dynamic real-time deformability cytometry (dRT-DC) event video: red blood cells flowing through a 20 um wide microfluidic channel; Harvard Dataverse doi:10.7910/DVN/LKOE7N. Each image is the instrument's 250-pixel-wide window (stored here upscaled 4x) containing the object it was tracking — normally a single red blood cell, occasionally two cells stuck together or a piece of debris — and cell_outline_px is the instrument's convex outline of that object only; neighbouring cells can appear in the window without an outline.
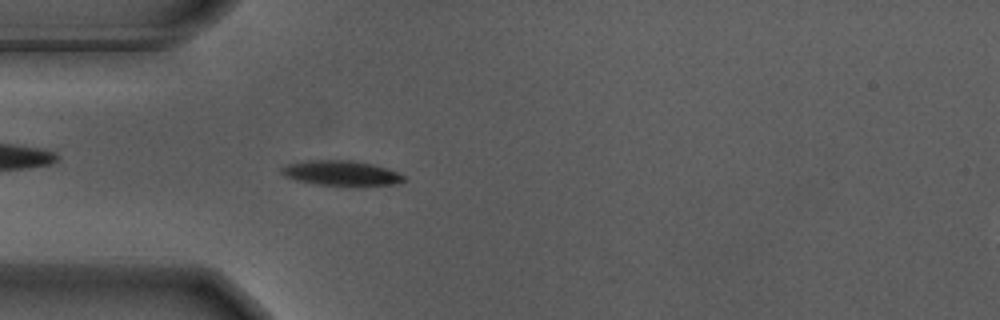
{"species": "Egyptian fruit bat (a non-hibernating species)", "species_latin": "Rousettus aegyptiacus", "temperature_condition": "warm", "stored_images_in_passage": 41, "camera_frame_rate_fps": 3000, "um_per_image_px": 0.085, "animal": {"sex": "male"}, "frame": {"image": 1, "passage_image": 1, "time_ms": 0.0, "image_size_px": [1000, 320], "cell_outline_px": [[408, 180], [396, 184], [360, 188], [356, 188], [312, 184], [296, 180], [284, 176], [280, 172], [280, 168], [284, 164], [304, 160], [352, 160], [372, 164], [396, 172], [404, 176]], "centroid_in_image_um": [28.99, 14.76], "position_along_channel_um": 56.0, "area_um2": 18.79}}
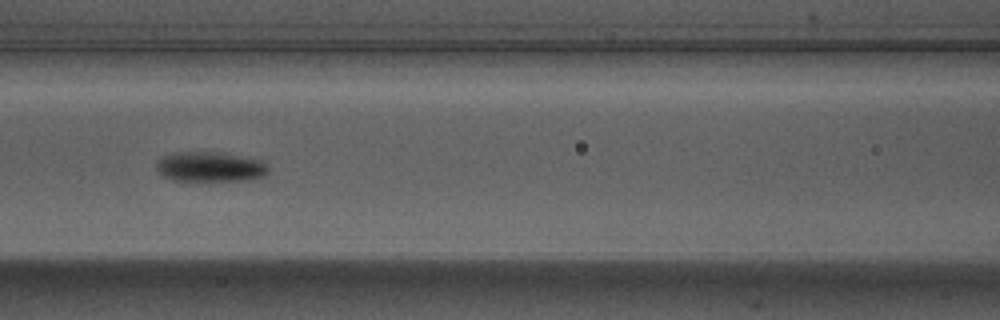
{"frame": {"image": 2, "passage_image": 9, "time_ms": 2.667, "image_size_px": [1000, 320], "cell_outline_px": [[268, 172], [264, 176], [240, 180], [196, 184], [184, 184], [160, 176], [156, 168], [156, 160], [160, 156], [172, 152], [224, 152], [260, 156], [268, 168]], "centroid_in_image_um": [17.82, 14.2], "position_along_channel_um": 148.8, "area_um2": 21.44}}
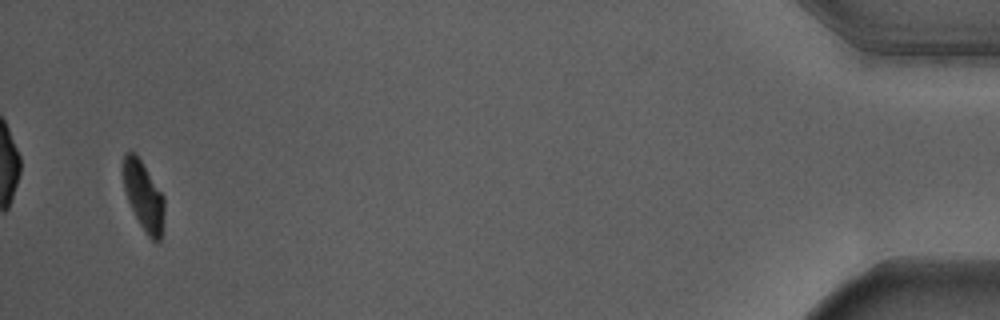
{"frame": {"image": 3, "passage_image": 39, "time_ms": 12.667, "image_size_px": [1000, 320], "cell_outline_px": [[164, 208], [160, 240], [156, 244], [148, 236], [140, 224], [128, 200], [124, 188], [124, 152], [132, 152], [140, 160], [164, 196]], "centroid_in_image_um": [12.22, 16.7], "position_along_channel_um": 423.0, "area_um2": 15.95}, "authors_computed_cell_mechanics": {"area_um2": 18.785, "velocity_mm_per_s": 3.6438, "shape_relaxation_time_tau1_ms": 1.9124, "shape_relaxation_time_tau2_ms": null, "deformation_change_tau1": 0.1453, "deformation_change_tau2": null}}